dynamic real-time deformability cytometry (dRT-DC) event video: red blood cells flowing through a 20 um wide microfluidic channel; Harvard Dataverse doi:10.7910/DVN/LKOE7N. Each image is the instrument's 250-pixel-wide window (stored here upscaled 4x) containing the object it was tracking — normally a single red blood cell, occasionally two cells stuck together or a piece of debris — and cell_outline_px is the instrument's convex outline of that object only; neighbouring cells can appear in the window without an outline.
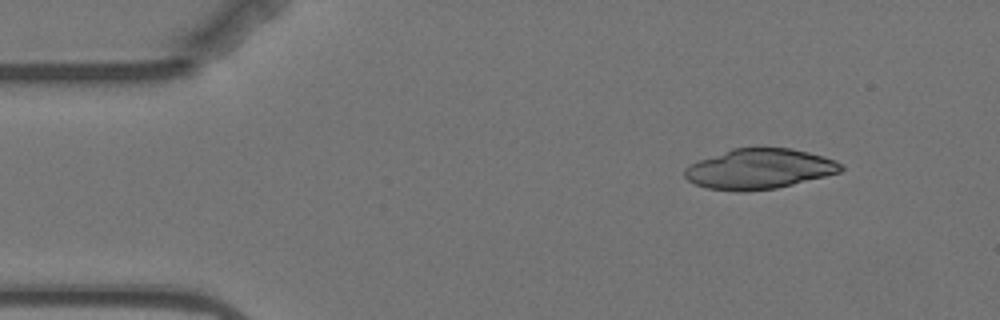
{"species": "Egyptian fruit bat (a non-hibernating species)", "species_latin": "Rousettus aegyptiacus", "temperature_condition": "warm", "stored_images_in_passage": 3, "camera_frame_rate_fps": 3000, "um_per_image_px": 0.085, "animal": {"sex": "female"}, "frame": {"image": 1, "passage_image": 2, "time_ms": 1.333, "image_size_px": [1000, 320], "cell_outline_px": [[844, 168], [840, 172], [776, 188], [744, 192], [736, 192], [708, 188], [696, 184], [688, 180], [684, 176], [684, 168], [700, 160], [732, 148], [792, 148], [808, 152], [836, 160], [844, 164]], "centroid_in_image_um": [64.55, 14.36], "position_along_channel_um": 20.5, "area_um2": 36.41}}